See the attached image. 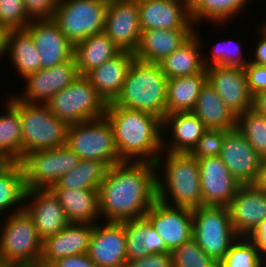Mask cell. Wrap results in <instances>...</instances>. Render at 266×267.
I'll list each match as a JSON object with an SVG mask.
<instances>
[{
  "label": "cell",
  "instance_id": "40",
  "mask_svg": "<svg viewBox=\"0 0 266 267\" xmlns=\"http://www.w3.org/2000/svg\"><path fill=\"white\" fill-rule=\"evenodd\" d=\"M239 41L224 40L222 42L218 41L212 46V56L206 57L203 56V64L205 68L211 66H232V67H240L244 68L248 63L249 59H247L244 52H242L241 44H238ZM206 57V58H205Z\"/></svg>",
  "mask_w": 266,
  "mask_h": 267
},
{
  "label": "cell",
  "instance_id": "16",
  "mask_svg": "<svg viewBox=\"0 0 266 267\" xmlns=\"http://www.w3.org/2000/svg\"><path fill=\"white\" fill-rule=\"evenodd\" d=\"M104 33L120 50L134 53L141 34L138 0H109Z\"/></svg>",
  "mask_w": 266,
  "mask_h": 267
},
{
  "label": "cell",
  "instance_id": "39",
  "mask_svg": "<svg viewBox=\"0 0 266 267\" xmlns=\"http://www.w3.org/2000/svg\"><path fill=\"white\" fill-rule=\"evenodd\" d=\"M219 267H266V261L248 237H238L219 262Z\"/></svg>",
  "mask_w": 266,
  "mask_h": 267
},
{
  "label": "cell",
  "instance_id": "10",
  "mask_svg": "<svg viewBox=\"0 0 266 267\" xmlns=\"http://www.w3.org/2000/svg\"><path fill=\"white\" fill-rule=\"evenodd\" d=\"M109 0H60L53 20L75 46L91 35L104 32Z\"/></svg>",
  "mask_w": 266,
  "mask_h": 267
},
{
  "label": "cell",
  "instance_id": "1",
  "mask_svg": "<svg viewBox=\"0 0 266 267\" xmlns=\"http://www.w3.org/2000/svg\"><path fill=\"white\" fill-rule=\"evenodd\" d=\"M156 166L122 161L107 169L99 186V210L106 222L144 217L157 200Z\"/></svg>",
  "mask_w": 266,
  "mask_h": 267
},
{
  "label": "cell",
  "instance_id": "53",
  "mask_svg": "<svg viewBox=\"0 0 266 267\" xmlns=\"http://www.w3.org/2000/svg\"><path fill=\"white\" fill-rule=\"evenodd\" d=\"M189 12H191L201 0H178Z\"/></svg>",
  "mask_w": 266,
  "mask_h": 267
},
{
  "label": "cell",
  "instance_id": "4",
  "mask_svg": "<svg viewBox=\"0 0 266 267\" xmlns=\"http://www.w3.org/2000/svg\"><path fill=\"white\" fill-rule=\"evenodd\" d=\"M167 84L168 78L159 64L134 59L121 93L111 104L146 111L163 120L166 116Z\"/></svg>",
  "mask_w": 266,
  "mask_h": 267
},
{
  "label": "cell",
  "instance_id": "17",
  "mask_svg": "<svg viewBox=\"0 0 266 267\" xmlns=\"http://www.w3.org/2000/svg\"><path fill=\"white\" fill-rule=\"evenodd\" d=\"M203 206H226L242 185L219 156L197 159Z\"/></svg>",
  "mask_w": 266,
  "mask_h": 267
},
{
  "label": "cell",
  "instance_id": "18",
  "mask_svg": "<svg viewBox=\"0 0 266 267\" xmlns=\"http://www.w3.org/2000/svg\"><path fill=\"white\" fill-rule=\"evenodd\" d=\"M219 157L240 184L255 183L263 158L236 128L225 133Z\"/></svg>",
  "mask_w": 266,
  "mask_h": 267
},
{
  "label": "cell",
  "instance_id": "29",
  "mask_svg": "<svg viewBox=\"0 0 266 267\" xmlns=\"http://www.w3.org/2000/svg\"><path fill=\"white\" fill-rule=\"evenodd\" d=\"M122 223L127 237V261L143 258L147 254L171 252L145 216Z\"/></svg>",
  "mask_w": 266,
  "mask_h": 267
},
{
  "label": "cell",
  "instance_id": "37",
  "mask_svg": "<svg viewBox=\"0 0 266 267\" xmlns=\"http://www.w3.org/2000/svg\"><path fill=\"white\" fill-rule=\"evenodd\" d=\"M249 1V2H248ZM251 0H201L200 3L190 12L192 23L196 26L204 20L216 25L228 24V21L235 20ZM231 19V20H230ZM203 20V21H202ZM216 23V25H215ZM224 23V24H222Z\"/></svg>",
  "mask_w": 266,
  "mask_h": 267
},
{
  "label": "cell",
  "instance_id": "35",
  "mask_svg": "<svg viewBox=\"0 0 266 267\" xmlns=\"http://www.w3.org/2000/svg\"><path fill=\"white\" fill-rule=\"evenodd\" d=\"M25 194L20 162H0V216L6 211L10 215L11 209V213L24 209Z\"/></svg>",
  "mask_w": 266,
  "mask_h": 267
},
{
  "label": "cell",
  "instance_id": "26",
  "mask_svg": "<svg viewBox=\"0 0 266 267\" xmlns=\"http://www.w3.org/2000/svg\"><path fill=\"white\" fill-rule=\"evenodd\" d=\"M195 30L150 29L141 31L135 59L159 64L185 43Z\"/></svg>",
  "mask_w": 266,
  "mask_h": 267
},
{
  "label": "cell",
  "instance_id": "55",
  "mask_svg": "<svg viewBox=\"0 0 266 267\" xmlns=\"http://www.w3.org/2000/svg\"><path fill=\"white\" fill-rule=\"evenodd\" d=\"M0 267H9V266L0 258Z\"/></svg>",
  "mask_w": 266,
  "mask_h": 267
},
{
  "label": "cell",
  "instance_id": "19",
  "mask_svg": "<svg viewBox=\"0 0 266 267\" xmlns=\"http://www.w3.org/2000/svg\"><path fill=\"white\" fill-rule=\"evenodd\" d=\"M25 30L38 50L41 68L54 67L74 57V45L53 19L32 20Z\"/></svg>",
  "mask_w": 266,
  "mask_h": 267
},
{
  "label": "cell",
  "instance_id": "46",
  "mask_svg": "<svg viewBox=\"0 0 266 267\" xmlns=\"http://www.w3.org/2000/svg\"><path fill=\"white\" fill-rule=\"evenodd\" d=\"M126 267H172L171 252L147 254L143 258L127 261Z\"/></svg>",
  "mask_w": 266,
  "mask_h": 267
},
{
  "label": "cell",
  "instance_id": "21",
  "mask_svg": "<svg viewBox=\"0 0 266 267\" xmlns=\"http://www.w3.org/2000/svg\"><path fill=\"white\" fill-rule=\"evenodd\" d=\"M141 31L195 30L190 12L178 0H138Z\"/></svg>",
  "mask_w": 266,
  "mask_h": 267
},
{
  "label": "cell",
  "instance_id": "25",
  "mask_svg": "<svg viewBox=\"0 0 266 267\" xmlns=\"http://www.w3.org/2000/svg\"><path fill=\"white\" fill-rule=\"evenodd\" d=\"M134 59L133 52L121 50L86 75L107 104L114 102L121 93L128 69Z\"/></svg>",
  "mask_w": 266,
  "mask_h": 267
},
{
  "label": "cell",
  "instance_id": "28",
  "mask_svg": "<svg viewBox=\"0 0 266 267\" xmlns=\"http://www.w3.org/2000/svg\"><path fill=\"white\" fill-rule=\"evenodd\" d=\"M195 28V33L185 43L159 63L162 72L168 79L191 76L206 69L203 64V55L205 54L204 51L202 52L203 41H200L199 30L197 27Z\"/></svg>",
  "mask_w": 266,
  "mask_h": 267
},
{
  "label": "cell",
  "instance_id": "43",
  "mask_svg": "<svg viewBox=\"0 0 266 267\" xmlns=\"http://www.w3.org/2000/svg\"><path fill=\"white\" fill-rule=\"evenodd\" d=\"M228 130L207 129L197 140L189 154L196 159L219 156L225 133Z\"/></svg>",
  "mask_w": 266,
  "mask_h": 267
},
{
  "label": "cell",
  "instance_id": "13",
  "mask_svg": "<svg viewBox=\"0 0 266 267\" xmlns=\"http://www.w3.org/2000/svg\"><path fill=\"white\" fill-rule=\"evenodd\" d=\"M145 217L170 251L193 238L192 209L173 207L157 199Z\"/></svg>",
  "mask_w": 266,
  "mask_h": 267
},
{
  "label": "cell",
  "instance_id": "50",
  "mask_svg": "<svg viewBox=\"0 0 266 267\" xmlns=\"http://www.w3.org/2000/svg\"><path fill=\"white\" fill-rule=\"evenodd\" d=\"M253 109L266 116V90L258 93L253 98Z\"/></svg>",
  "mask_w": 266,
  "mask_h": 267
},
{
  "label": "cell",
  "instance_id": "15",
  "mask_svg": "<svg viewBox=\"0 0 266 267\" xmlns=\"http://www.w3.org/2000/svg\"><path fill=\"white\" fill-rule=\"evenodd\" d=\"M127 237L122 222L93 224L87 255L97 267H126Z\"/></svg>",
  "mask_w": 266,
  "mask_h": 267
},
{
  "label": "cell",
  "instance_id": "45",
  "mask_svg": "<svg viewBox=\"0 0 266 267\" xmlns=\"http://www.w3.org/2000/svg\"><path fill=\"white\" fill-rule=\"evenodd\" d=\"M244 70L247 77L248 89L253 97L266 90V66L249 62L244 67Z\"/></svg>",
  "mask_w": 266,
  "mask_h": 267
},
{
  "label": "cell",
  "instance_id": "52",
  "mask_svg": "<svg viewBox=\"0 0 266 267\" xmlns=\"http://www.w3.org/2000/svg\"><path fill=\"white\" fill-rule=\"evenodd\" d=\"M7 33L8 30L0 25V57L6 55Z\"/></svg>",
  "mask_w": 266,
  "mask_h": 267
},
{
  "label": "cell",
  "instance_id": "3",
  "mask_svg": "<svg viewBox=\"0 0 266 267\" xmlns=\"http://www.w3.org/2000/svg\"><path fill=\"white\" fill-rule=\"evenodd\" d=\"M161 154L155 162L157 199L173 207L203 206L198 160L189 153L162 151Z\"/></svg>",
  "mask_w": 266,
  "mask_h": 267
},
{
  "label": "cell",
  "instance_id": "34",
  "mask_svg": "<svg viewBox=\"0 0 266 267\" xmlns=\"http://www.w3.org/2000/svg\"><path fill=\"white\" fill-rule=\"evenodd\" d=\"M6 54L23 79L41 69L38 50L25 29L8 31Z\"/></svg>",
  "mask_w": 266,
  "mask_h": 267
},
{
  "label": "cell",
  "instance_id": "30",
  "mask_svg": "<svg viewBox=\"0 0 266 267\" xmlns=\"http://www.w3.org/2000/svg\"><path fill=\"white\" fill-rule=\"evenodd\" d=\"M192 112L203 122L206 129L236 128L237 116L225 105L208 82L201 88Z\"/></svg>",
  "mask_w": 266,
  "mask_h": 267
},
{
  "label": "cell",
  "instance_id": "23",
  "mask_svg": "<svg viewBox=\"0 0 266 267\" xmlns=\"http://www.w3.org/2000/svg\"><path fill=\"white\" fill-rule=\"evenodd\" d=\"M162 129V151L172 153H189L197 140L207 130L203 122L193 112L167 114L162 120ZM168 132L170 133L169 140Z\"/></svg>",
  "mask_w": 266,
  "mask_h": 267
},
{
  "label": "cell",
  "instance_id": "5",
  "mask_svg": "<svg viewBox=\"0 0 266 267\" xmlns=\"http://www.w3.org/2000/svg\"><path fill=\"white\" fill-rule=\"evenodd\" d=\"M5 219L0 224V258L9 267H30L41 260L43 240L28 212L22 209Z\"/></svg>",
  "mask_w": 266,
  "mask_h": 267
},
{
  "label": "cell",
  "instance_id": "22",
  "mask_svg": "<svg viewBox=\"0 0 266 267\" xmlns=\"http://www.w3.org/2000/svg\"><path fill=\"white\" fill-rule=\"evenodd\" d=\"M228 208L234 232L248 237L266 219V193L254 184L241 185Z\"/></svg>",
  "mask_w": 266,
  "mask_h": 267
},
{
  "label": "cell",
  "instance_id": "41",
  "mask_svg": "<svg viewBox=\"0 0 266 267\" xmlns=\"http://www.w3.org/2000/svg\"><path fill=\"white\" fill-rule=\"evenodd\" d=\"M172 267H219V263L208 256L192 238L171 251Z\"/></svg>",
  "mask_w": 266,
  "mask_h": 267
},
{
  "label": "cell",
  "instance_id": "7",
  "mask_svg": "<svg viewBox=\"0 0 266 267\" xmlns=\"http://www.w3.org/2000/svg\"><path fill=\"white\" fill-rule=\"evenodd\" d=\"M22 157L36 150L66 145L69 125L56 118L45 104L20 101Z\"/></svg>",
  "mask_w": 266,
  "mask_h": 267
},
{
  "label": "cell",
  "instance_id": "33",
  "mask_svg": "<svg viewBox=\"0 0 266 267\" xmlns=\"http://www.w3.org/2000/svg\"><path fill=\"white\" fill-rule=\"evenodd\" d=\"M206 82V69L191 76L168 79L166 115L177 112H192L200 90Z\"/></svg>",
  "mask_w": 266,
  "mask_h": 267
},
{
  "label": "cell",
  "instance_id": "47",
  "mask_svg": "<svg viewBox=\"0 0 266 267\" xmlns=\"http://www.w3.org/2000/svg\"><path fill=\"white\" fill-rule=\"evenodd\" d=\"M248 238L255 244L259 255L266 261V219L257 225Z\"/></svg>",
  "mask_w": 266,
  "mask_h": 267
},
{
  "label": "cell",
  "instance_id": "2",
  "mask_svg": "<svg viewBox=\"0 0 266 267\" xmlns=\"http://www.w3.org/2000/svg\"><path fill=\"white\" fill-rule=\"evenodd\" d=\"M110 122L121 161L155 164L162 152V119L146 111L107 104Z\"/></svg>",
  "mask_w": 266,
  "mask_h": 267
},
{
  "label": "cell",
  "instance_id": "24",
  "mask_svg": "<svg viewBox=\"0 0 266 267\" xmlns=\"http://www.w3.org/2000/svg\"><path fill=\"white\" fill-rule=\"evenodd\" d=\"M92 230L93 225L89 223H69L43 241L41 260L54 263L68 256L87 254Z\"/></svg>",
  "mask_w": 266,
  "mask_h": 267
},
{
  "label": "cell",
  "instance_id": "9",
  "mask_svg": "<svg viewBox=\"0 0 266 267\" xmlns=\"http://www.w3.org/2000/svg\"><path fill=\"white\" fill-rule=\"evenodd\" d=\"M66 145L80 159L98 160L108 168L122 162L111 124L105 116L69 125Z\"/></svg>",
  "mask_w": 266,
  "mask_h": 267
},
{
  "label": "cell",
  "instance_id": "42",
  "mask_svg": "<svg viewBox=\"0 0 266 267\" xmlns=\"http://www.w3.org/2000/svg\"><path fill=\"white\" fill-rule=\"evenodd\" d=\"M31 21L24 0H0V25L8 31L25 29Z\"/></svg>",
  "mask_w": 266,
  "mask_h": 267
},
{
  "label": "cell",
  "instance_id": "14",
  "mask_svg": "<svg viewBox=\"0 0 266 267\" xmlns=\"http://www.w3.org/2000/svg\"><path fill=\"white\" fill-rule=\"evenodd\" d=\"M207 82L236 116L253 108L244 68L211 66L206 68Z\"/></svg>",
  "mask_w": 266,
  "mask_h": 267
},
{
  "label": "cell",
  "instance_id": "51",
  "mask_svg": "<svg viewBox=\"0 0 266 267\" xmlns=\"http://www.w3.org/2000/svg\"><path fill=\"white\" fill-rule=\"evenodd\" d=\"M254 185L260 190L266 193V158L262 160L259 168L258 177Z\"/></svg>",
  "mask_w": 266,
  "mask_h": 267
},
{
  "label": "cell",
  "instance_id": "20",
  "mask_svg": "<svg viewBox=\"0 0 266 267\" xmlns=\"http://www.w3.org/2000/svg\"><path fill=\"white\" fill-rule=\"evenodd\" d=\"M25 201L24 209L32 217L43 241L70 223L60 201L49 188L26 190Z\"/></svg>",
  "mask_w": 266,
  "mask_h": 267
},
{
  "label": "cell",
  "instance_id": "8",
  "mask_svg": "<svg viewBox=\"0 0 266 267\" xmlns=\"http://www.w3.org/2000/svg\"><path fill=\"white\" fill-rule=\"evenodd\" d=\"M193 239L200 248L218 263L238 239L232 227L229 208L201 206L192 209Z\"/></svg>",
  "mask_w": 266,
  "mask_h": 267
},
{
  "label": "cell",
  "instance_id": "49",
  "mask_svg": "<svg viewBox=\"0 0 266 267\" xmlns=\"http://www.w3.org/2000/svg\"><path fill=\"white\" fill-rule=\"evenodd\" d=\"M259 33H261V39L258 41L256 48H254L253 58L252 56L249 57L252 59L249 62L266 66V28L263 25L259 28Z\"/></svg>",
  "mask_w": 266,
  "mask_h": 267
},
{
  "label": "cell",
  "instance_id": "31",
  "mask_svg": "<svg viewBox=\"0 0 266 267\" xmlns=\"http://www.w3.org/2000/svg\"><path fill=\"white\" fill-rule=\"evenodd\" d=\"M5 103L6 111L0 115V162H20L22 159L20 101L13 95Z\"/></svg>",
  "mask_w": 266,
  "mask_h": 267
},
{
  "label": "cell",
  "instance_id": "48",
  "mask_svg": "<svg viewBox=\"0 0 266 267\" xmlns=\"http://www.w3.org/2000/svg\"><path fill=\"white\" fill-rule=\"evenodd\" d=\"M56 267H97L87 254H77L54 262Z\"/></svg>",
  "mask_w": 266,
  "mask_h": 267
},
{
  "label": "cell",
  "instance_id": "11",
  "mask_svg": "<svg viewBox=\"0 0 266 267\" xmlns=\"http://www.w3.org/2000/svg\"><path fill=\"white\" fill-rule=\"evenodd\" d=\"M79 161V156L67 145L25 154L20 160V165L24 173L26 190L50 188Z\"/></svg>",
  "mask_w": 266,
  "mask_h": 267
},
{
  "label": "cell",
  "instance_id": "32",
  "mask_svg": "<svg viewBox=\"0 0 266 267\" xmlns=\"http://www.w3.org/2000/svg\"><path fill=\"white\" fill-rule=\"evenodd\" d=\"M120 51L104 32L91 35L77 43L74 46V57L79 76H86Z\"/></svg>",
  "mask_w": 266,
  "mask_h": 267
},
{
  "label": "cell",
  "instance_id": "12",
  "mask_svg": "<svg viewBox=\"0 0 266 267\" xmlns=\"http://www.w3.org/2000/svg\"><path fill=\"white\" fill-rule=\"evenodd\" d=\"M79 73L75 57L54 67L41 68L24 78L23 93L14 96L28 104H46L55 94L69 86ZM22 94V95H21Z\"/></svg>",
  "mask_w": 266,
  "mask_h": 267
},
{
  "label": "cell",
  "instance_id": "36",
  "mask_svg": "<svg viewBox=\"0 0 266 267\" xmlns=\"http://www.w3.org/2000/svg\"><path fill=\"white\" fill-rule=\"evenodd\" d=\"M107 169L98 160L80 159L73 169L61 176L49 189H99Z\"/></svg>",
  "mask_w": 266,
  "mask_h": 267
},
{
  "label": "cell",
  "instance_id": "38",
  "mask_svg": "<svg viewBox=\"0 0 266 267\" xmlns=\"http://www.w3.org/2000/svg\"><path fill=\"white\" fill-rule=\"evenodd\" d=\"M236 129L261 158H266V116L250 109L237 116Z\"/></svg>",
  "mask_w": 266,
  "mask_h": 267
},
{
  "label": "cell",
  "instance_id": "6",
  "mask_svg": "<svg viewBox=\"0 0 266 267\" xmlns=\"http://www.w3.org/2000/svg\"><path fill=\"white\" fill-rule=\"evenodd\" d=\"M52 114L68 125L105 116L107 103L86 76H79L45 104Z\"/></svg>",
  "mask_w": 266,
  "mask_h": 267
},
{
  "label": "cell",
  "instance_id": "44",
  "mask_svg": "<svg viewBox=\"0 0 266 267\" xmlns=\"http://www.w3.org/2000/svg\"><path fill=\"white\" fill-rule=\"evenodd\" d=\"M60 0H24L31 20L53 19Z\"/></svg>",
  "mask_w": 266,
  "mask_h": 267
},
{
  "label": "cell",
  "instance_id": "27",
  "mask_svg": "<svg viewBox=\"0 0 266 267\" xmlns=\"http://www.w3.org/2000/svg\"><path fill=\"white\" fill-rule=\"evenodd\" d=\"M60 201L70 223L95 224L99 221L98 189H50Z\"/></svg>",
  "mask_w": 266,
  "mask_h": 267
},
{
  "label": "cell",
  "instance_id": "54",
  "mask_svg": "<svg viewBox=\"0 0 266 267\" xmlns=\"http://www.w3.org/2000/svg\"><path fill=\"white\" fill-rule=\"evenodd\" d=\"M30 267H56L54 263H47L42 260L36 261Z\"/></svg>",
  "mask_w": 266,
  "mask_h": 267
}]
</instances>
